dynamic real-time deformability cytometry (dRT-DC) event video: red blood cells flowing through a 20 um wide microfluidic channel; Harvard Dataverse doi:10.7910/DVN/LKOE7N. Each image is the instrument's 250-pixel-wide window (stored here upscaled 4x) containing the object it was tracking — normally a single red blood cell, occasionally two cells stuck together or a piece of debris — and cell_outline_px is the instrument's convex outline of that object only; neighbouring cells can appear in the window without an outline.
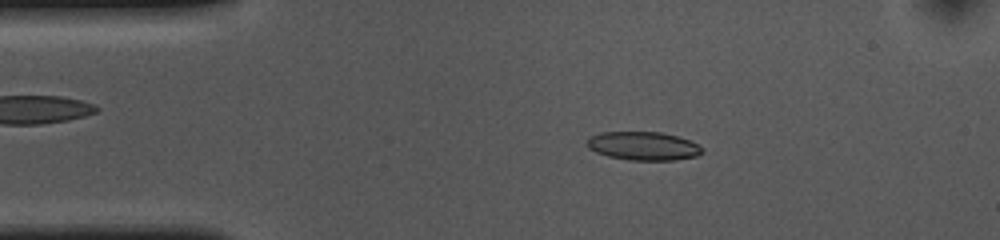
{"species": "common noctule bat (a hibernating species)", "species_latin": "Nyctalus noctula", "temperature_condition": "cold", "stored_images_in_passage": 41, "camera_frame_rate_fps": 3000, "um_per_image_px": 0.085, "animal": {"sex": "female", "body_mass_g": 10.0, "forearm_length_mm": 53.1}, "frame": {"image": 1, "passage_image": 2, "time_ms": 0.333, "image_size_px": [1000, 240], "cell_outline_px": [[704, 152], [696, 156], [676, 160], [628, 160], [608, 156], [596, 152], [588, 148], [584, 144], [592, 136], [600, 132], [660, 132], [676, 136], [688, 140], [704, 148]], "centroid_in_image_um": [54.67, 12.41], "position_along_channel_um": 30.3, "area_um2": 19.13}}
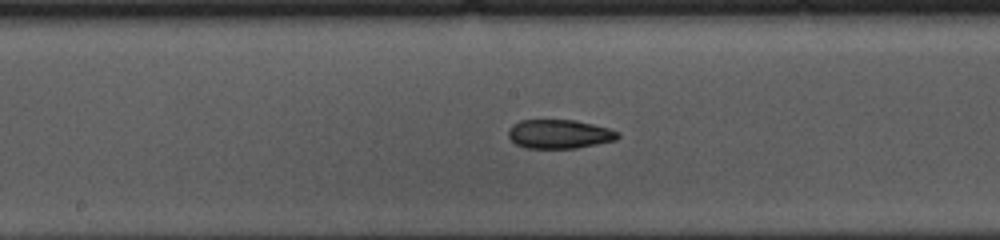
{"frame": {"image": 2, "passage_image": 19, "time_ms": 6.0, "image_size_px": [1000, 240], "cell_outline_px": [[620, 136], [616, 140], [576, 148], [524, 148], [516, 144], [508, 136], [508, 128], [512, 124], [520, 120], [576, 120], [608, 128], [620, 132]], "centroid_in_image_um": [47.53, 11.39], "position_along_channel_um": 200.7, "area_um2": 18.55}}
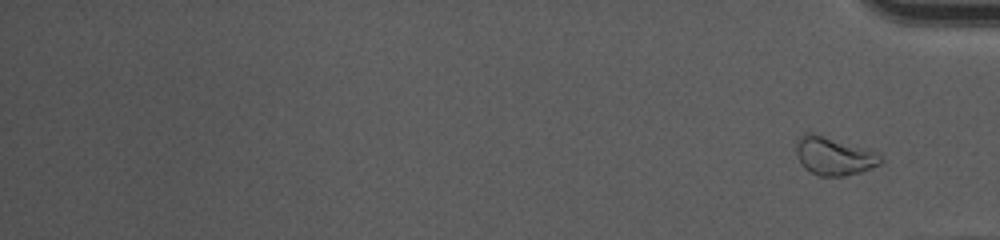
{"frame": {"image": 3, "passage_image": 41, "time_ms": 13.333, "image_size_px": [1000, 240], "cell_outline_px": [[884, 160], [880, 164], [860, 172], [844, 176], [820, 176], [804, 168], [796, 152], [796, 140], [800, 136], [808, 132], [812, 132], [876, 152]], "centroid_in_image_um": [70.86, 13.26], "position_along_channel_um": 364.3, "area_um2": 18.5}, "authors_computed_cell_mechanics": {"area_um2": 19.2474, "velocity_mm_per_s": 3.6307, "shape_relaxation_time_tau1_ms": 9.968, "shape_relaxation_time_tau2_ms": 6.442, "deformation_change_tau1": 0.2164, "deformation_change_tau2": 0.139}}